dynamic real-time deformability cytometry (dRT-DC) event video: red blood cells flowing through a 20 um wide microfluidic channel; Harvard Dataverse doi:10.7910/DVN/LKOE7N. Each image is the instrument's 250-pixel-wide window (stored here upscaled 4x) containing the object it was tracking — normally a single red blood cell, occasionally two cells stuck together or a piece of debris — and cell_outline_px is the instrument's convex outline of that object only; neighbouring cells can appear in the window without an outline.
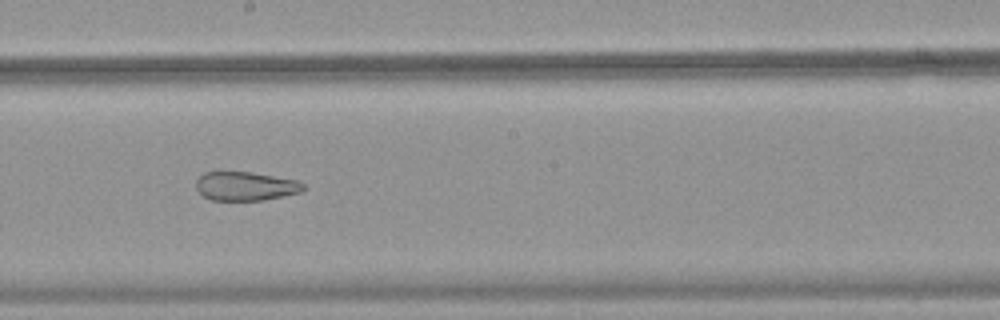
{"species": "common noctule bat (a hibernating species)", "species_latin": "Nyctalus noctula", "temperature_condition": "warm", "stored_images_in_passage": 52, "camera_frame_rate_fps": 3000, "um_per_image_px": 0.085, "animal": {"sex": "female", "body_mass_g": 18.4}, "frame": {"image": 1, "passage_image": 30, "time_ms": 9.667, "image_size_px": [1000, 320], "cell_outline_px": [[304, 188], [300, 192], [260, 200], [212, 200], [204, 196], [196, 188], [196, 180], [204, 172], [252, 172], [296, 180], [304, 184]], "centroid_in_image_um": [20.84, 15.81], "position_along_channel_um": 227.4, "area_um2": 17.74}}
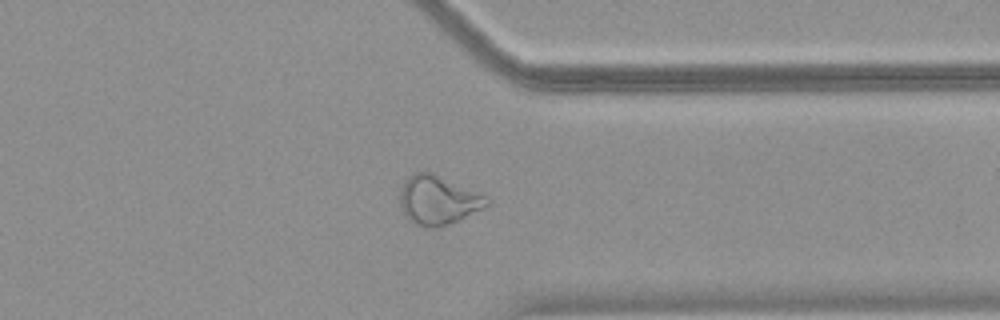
{"frame": {"image": 2, "passage_image": 41, "time_ms": 13.333, "image_size_px": [1000, 320], "cell_outline_px": [[488, 204], [484, 208], [456, 220], [436, 228], [428, 228], [416, 224], [408, 220], [400, 204], [400, 192], [404, 180], [408, 176], [416, 172], [432, 172], [484, 196], [488, 200]], "centroid_in_image_um": [37.17, 17.01], "position_along_channel_um": 374.2, "area_um2": 24.16}}
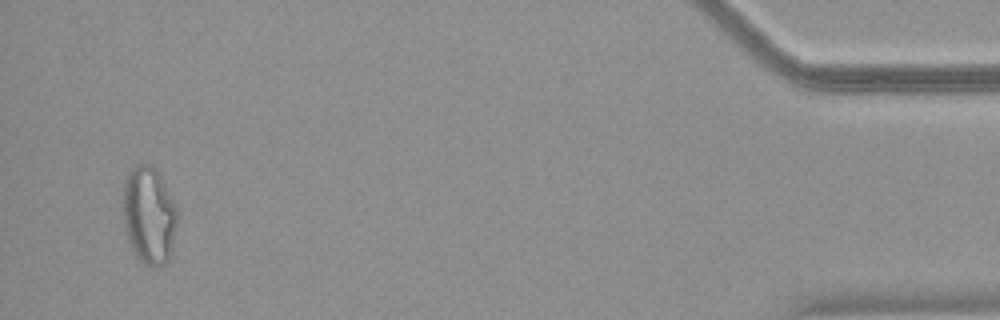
{"frame": {"image": 3, "passage_image": 50, "time_ms": 16.333, "image_size_px": [1000, 320], "cell_outline_px": [[180, 216], [168, 260], [164, 264], [148, 264], [140, 260], [132, 248], [124, 224], [124, 180], [128, 172], [132, 168], [140, 164], [152, 164], [160, 176], [176, 204]], "centroid_in_image_um": [12.7, 18.25], "position_along_channel_um": 422.5, "area_um2": 30.52}}